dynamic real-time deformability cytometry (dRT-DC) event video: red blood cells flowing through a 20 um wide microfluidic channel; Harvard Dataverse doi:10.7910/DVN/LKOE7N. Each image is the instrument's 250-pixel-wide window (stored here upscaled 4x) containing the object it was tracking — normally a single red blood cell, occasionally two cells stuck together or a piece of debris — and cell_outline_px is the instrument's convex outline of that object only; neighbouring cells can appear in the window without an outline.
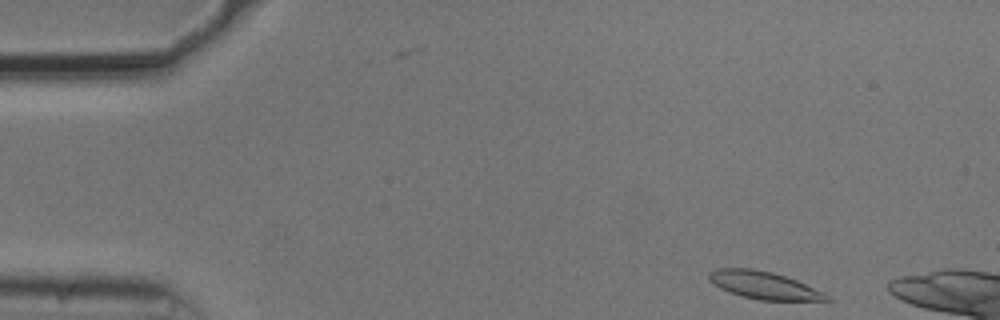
{"species": "common noctule bat (a hibernating species)", "species_latin": "Nyctalus noctula", "temperature_condition": "cold", "stored_images_in_passage": 8, "camera_frame_rate_fps": 3000, "um_per_image_px": 0.085, "animal": {"sex": "male", "body_mass_g": 20.5, "forearm_length_mm": 52.5}, "frame": {"image": 1, "passage_image": 1, "time_ms": 0.0, "image_size_px": [1000, 320], "cell_outline_px": [[832, 300], [760, 300], [740, 296], [728, 292], [720, 288], [708, 276], [708, 272], [716, 268], [752, 268], [772, 272], [796, 280], [824, 292], [832, 296]], "centroid_in_image_um": [64.94, 24.24], "position_along_channel_um": 20.1, "area_um2": 18.79}}